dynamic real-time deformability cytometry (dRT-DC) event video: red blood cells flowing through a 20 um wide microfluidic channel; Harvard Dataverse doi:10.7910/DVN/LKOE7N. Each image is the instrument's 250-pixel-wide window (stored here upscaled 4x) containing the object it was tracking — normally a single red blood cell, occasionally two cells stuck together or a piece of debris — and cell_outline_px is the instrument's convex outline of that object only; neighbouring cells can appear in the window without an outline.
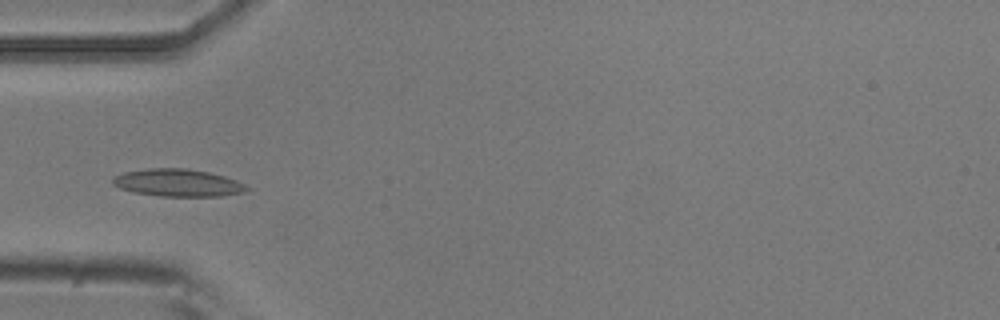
{"species": "common noctule bat (a hibernating species)", "species_latin": "Nyctalus noctula", "temperature_condition": "room temperature", "stored_images_in_passage": 3, "camera_frame_rate_fps": 3000, "um_per_image_px": 0.085, "animal": {"sex": "male", "body_mass_g": 20.5, "forearm_length_mm": 52.5}, "frame": {"image": 1, "passage_image": 1, "time_ms": 0.0, "image_size_px": [1000, 320], "cell_outline_px": [[252, 188], [244, 192], [224, 196], [160, 196], [132, 192], [120, 188], [112, 184], [112, 176], [124, 172], [148, 168], [188, 168], [208, 172], [224, 176], [236, 180]], "centroid_in_image_um": [15.11, 15.53], "position_along_channel_um": 69.9, "area_um2": 21.62}}
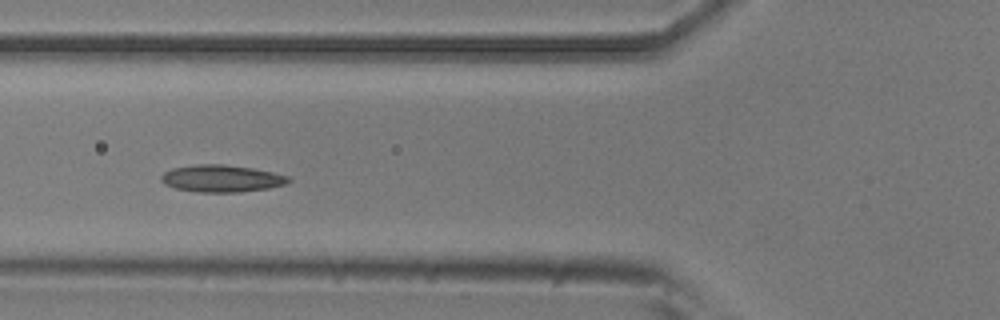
{"frame": {"image": 2, "passage_image": 2, "time_ms": 1.0, "image_size_px": [1000, 320], "cell_outline_px": [[292, 180], [284, 184], [268, 188], [236, 192], [200, 192], [176, 188], [164, 184], [160, 180], [160, 176], [164, 172], [172, 168], [196, 164], [224, 164], [252, 168], [272, 172], [288, 176]], "centroid_in_image_um": [18.8, 15.16], "position_along_channel_um": 107.0, "area_um2": 20.0}}
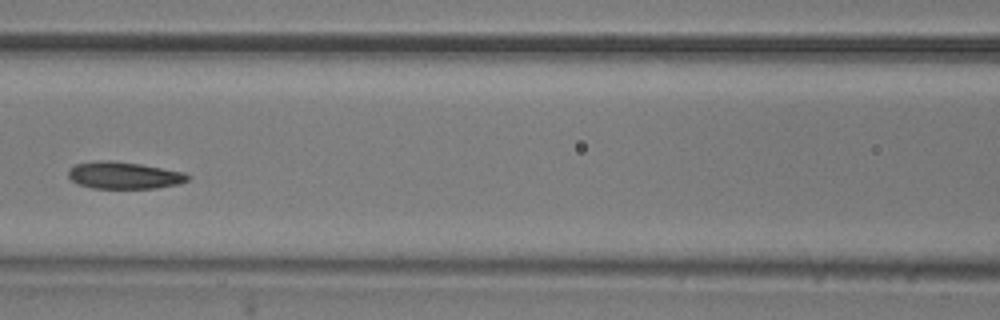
{"frame": {"image": 3, "passage_image": 3, "time_ms": 2.333, "image_size_px": [1000, 320], "cell_outline_px": [[192, 176], [188, 180], [180, 184], [156, 188], [92, 188], [80, 184], [72, 180], [68, 176], [68, 172], [76, 164], [100, 160], [112, 160], [140, 164], [184, 172]], "centroid_in_image_um": [10.59, 14.9], "position_along_channel_um": 156.0, "area_um2": 18.73}}